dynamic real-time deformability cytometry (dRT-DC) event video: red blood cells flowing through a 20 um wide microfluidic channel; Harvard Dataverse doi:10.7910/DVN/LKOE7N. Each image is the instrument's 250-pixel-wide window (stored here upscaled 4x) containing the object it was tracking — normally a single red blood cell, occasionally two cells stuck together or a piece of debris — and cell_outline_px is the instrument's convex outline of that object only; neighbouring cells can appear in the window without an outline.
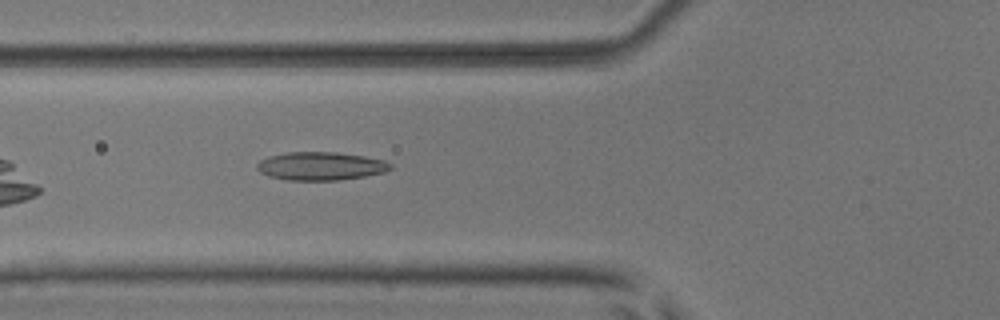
{"species": "common noctule bat (a hibernating species)", "species_latin": "Nyctalus noctula", "temperature_condition": "room temperature", "stored_images_in_passage": 38, "camera_frame_rate_fps": 3000, "um_per_image_px": 0.085, "animal": {"sex": "male", "body_mass_g": 17.9, "forearm_length_mm": 54.2}, "frame": {"image": 1, "passage_image": 6, "time_ms": 1.667, "image_size_px": [1000, 320], "cell_outline_px": [[392, 168], [384, 172], [364, 176], [336, 180], [288, 180], [268, 176], [260, 172], [256, 168], [256, 164], [260, 160], [268, 156], [288, 152], [336, 152], [364, 156], [384, 160], [392, 164]], "centroid_in_image_um": [27.23, 14.11], "position_along_channel_um": 98.6, "area_um2": 21.96}}
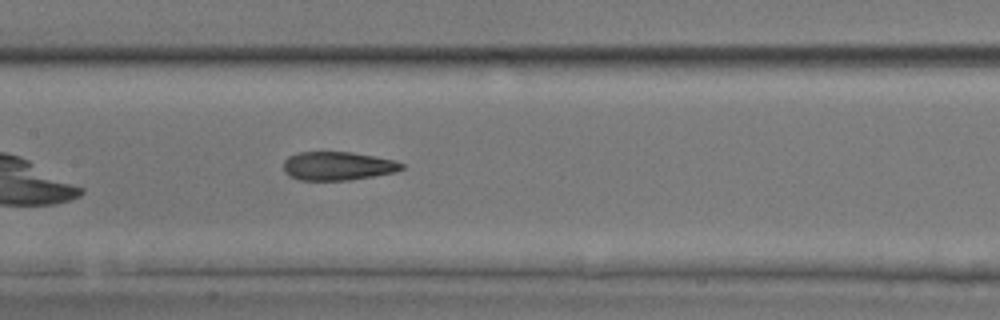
{"frame": {"image": 2, "passage_image": 12, "time_ms": 3.667, "image_size_px": [1000, 320], "cell_outline_px": [[404, 168], [396, 172], [348, 180], [300, 180], [288, 176], [284, 172], [284, 160], [288, 156], [296, 152], [352, 152], [396, 160], [404, 164]], "centroid_in_image_um": [28.7, 14.1], "position_along_channel_um": 178.7, "area_um2": 19.83}}
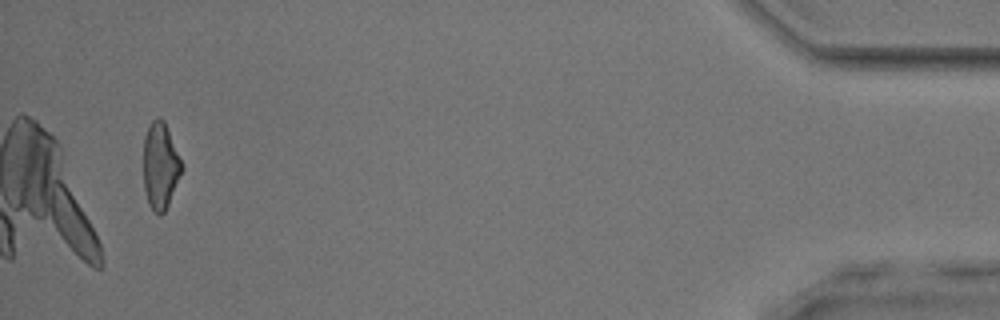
{"frame": {"image": 3, "passage_image": 36, "time_ms": 11.667, "image_size_px": [1000, 320], "cell_outline_px": [[184, 168], [168, 204], [164, 212], [160, 216], [148, 204], [144, 188], [144, 136], [152, 120], [156, 116], [160, 116], [164, 120], [184, 164]], "centroid_in_image_um": [13.65, 14.06], "position_along_channel_um": 421.6, "area_um2": 19.48}, "authors_computed_cell_mechanics": {"area_um2": 20.3745, "velocity_mm_per_s": 3.9989, "shape_relaxation_time_tau1_ms": null, "shape_relaxation_time_tau2_ms": 1.8558, "deformation_change_tau1": null, "deformation_change_tau2": 0.0999}}